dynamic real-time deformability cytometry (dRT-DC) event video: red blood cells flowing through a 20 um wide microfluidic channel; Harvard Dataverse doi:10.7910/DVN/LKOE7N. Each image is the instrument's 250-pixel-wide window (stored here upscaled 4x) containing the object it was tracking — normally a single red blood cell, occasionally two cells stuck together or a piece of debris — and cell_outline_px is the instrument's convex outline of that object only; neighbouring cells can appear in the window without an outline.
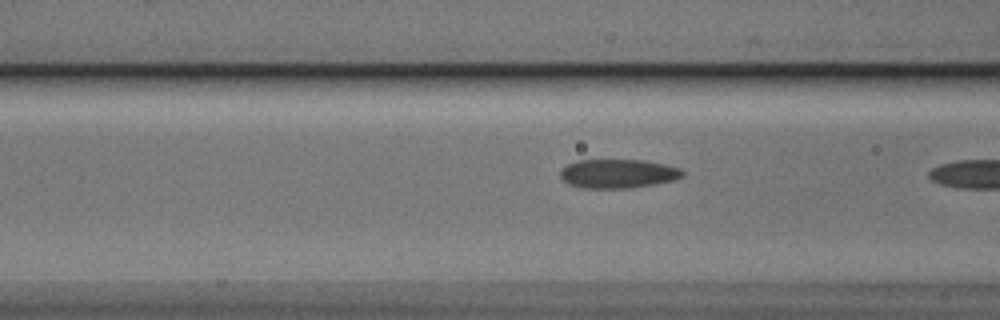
{"species": "Egyptian fruit bat (a non-hibernating species)", "species_latin": "Rousettus aegyptiacus", "temperature_condition": "cold", "stored_images_in_passage": 9, "camera_frame_rate_fps": 3000, "um_per_image_px": 0.085, "animal": {"sex": "male"}, "frame": {"image": 1, "passage_image": 8, "time_ms": 2.333, "image_size_px": [1000, 320], "cell_outline_px": [[684, 176], [672, 180], [652, 184], [628, 188], [580, 188], [568, 184], [560, 176], [560, 172], [568, 164], [576, 160], [644, 160], [664, 164], [680, 168], [684, 172]], "centroid_in_image_um": [52.51, 14.75], "position_along_channel_um": 114.1, "area_um2": 20.52}}